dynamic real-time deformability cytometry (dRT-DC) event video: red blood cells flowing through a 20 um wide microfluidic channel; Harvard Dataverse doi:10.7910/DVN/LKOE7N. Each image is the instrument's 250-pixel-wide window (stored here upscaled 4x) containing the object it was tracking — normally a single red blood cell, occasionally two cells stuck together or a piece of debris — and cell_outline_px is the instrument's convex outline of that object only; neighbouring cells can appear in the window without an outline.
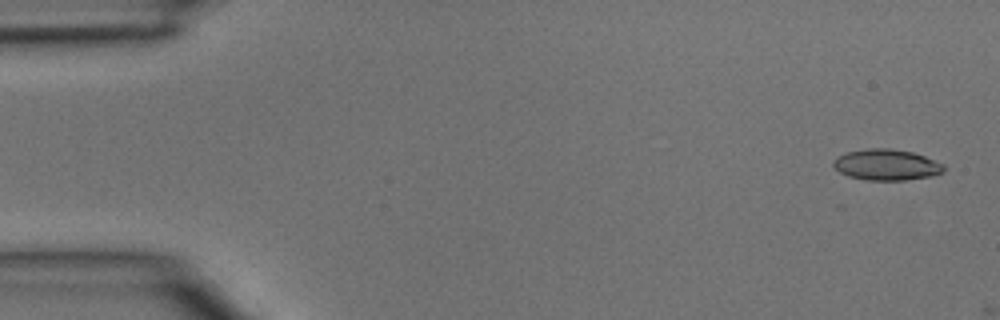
{"species": "common noctule bat (a hibernating species)", "species_latin": "Nyctalus noctula", "temperature_condition": "room temperature", "stored_images_in_passage": 2, "camera_frame_rate_fps": 3000, "um_per_image_px": 0.085, "animal": {"sex": "male", "body_mass_g": 15.6}, "frame": {"image": 1, "passage_image": 1, "time_ms": 0.0, "image_size_px": [1000, 320], "cell_outline_px": [[944, 172], [932, 176], [904, 180], [868, 180], [848, 176], [840, 172], [832, 164], [836, 156], [848, 152], [868, 148], [888, 148], [912, 152], [924, 156], [944, 164]], "centroid_in_image_um": [75.35, 14.0], "position_along_channel_um": 9.6, "area_um2": 19.88}}